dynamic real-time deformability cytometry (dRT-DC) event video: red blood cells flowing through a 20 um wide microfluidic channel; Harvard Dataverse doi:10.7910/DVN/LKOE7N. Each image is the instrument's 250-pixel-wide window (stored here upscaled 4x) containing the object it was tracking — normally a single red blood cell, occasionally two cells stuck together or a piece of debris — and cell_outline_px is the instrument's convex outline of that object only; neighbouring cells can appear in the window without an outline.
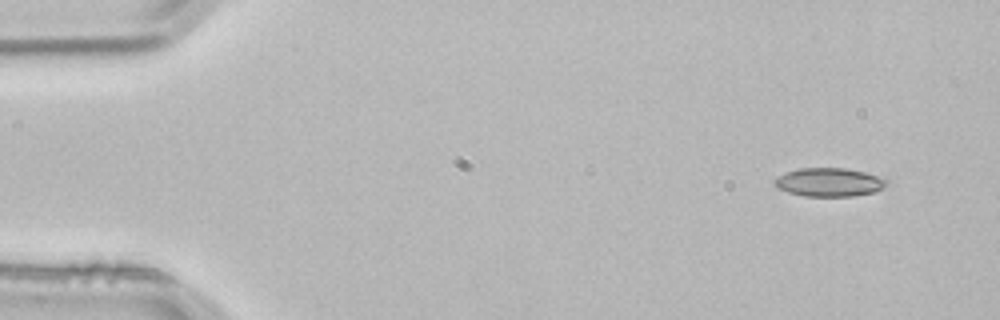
{"species": "common noctule bat (a hibernating species)", "species_latin": "Nyctalus noctula", "temperature_condition": "room temperature", "stored_images_in_passage": 3, "camera_frame_rate_fps": 3000, "um_per_image_px": 0.085, "animal": {"sex": "male", "body_mass_g": 21.5, "forearm_length_mm": 52.0}, "frame": {"image": 1, "passage_image": 1, "time_ms": 0.0, "image_size_px": [1000, 320], "cell_outline_px": [[888, 184], [876, 192], [852, 196], [804, 196], [788, 192], [776, 188], [772, 184], [772, 180], [776, 176], [784, 172], [800, 168], [844, 168], [864, 172], [888, 180]], "centroid_in_image_um": [70.41, 15.49], "position_along_channel_um": 14.6, "area_um2": 18.84}}
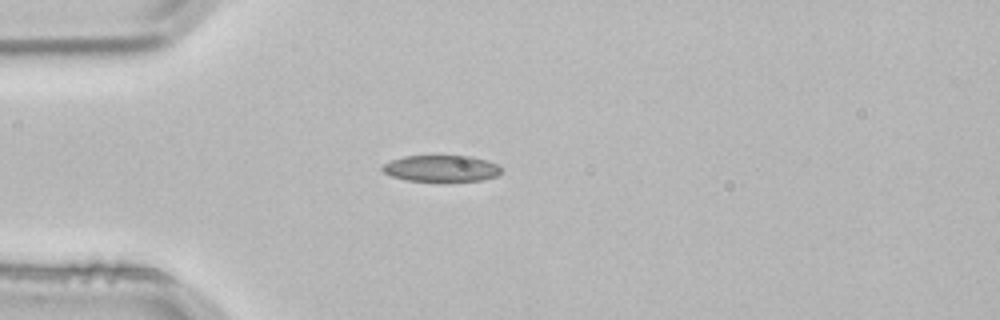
{"frame": {"image": 2, "passage_image": 3, "time_ms": 0.667, "image_size_px": [1000, 320], "cell_outline_px": [[500, 172], [496, 176], [484, 180], [404, 180], [392, 176], [384, 172], [380, 168], [384, 164], [392, 160], [404, 156], [472, 156], [488, 160], [496, 164], [500, 168]], "centroid_in_image_um": [37.5, 14.3], "position_along_channel_um": 47.5, "area_um2": 17.98}}